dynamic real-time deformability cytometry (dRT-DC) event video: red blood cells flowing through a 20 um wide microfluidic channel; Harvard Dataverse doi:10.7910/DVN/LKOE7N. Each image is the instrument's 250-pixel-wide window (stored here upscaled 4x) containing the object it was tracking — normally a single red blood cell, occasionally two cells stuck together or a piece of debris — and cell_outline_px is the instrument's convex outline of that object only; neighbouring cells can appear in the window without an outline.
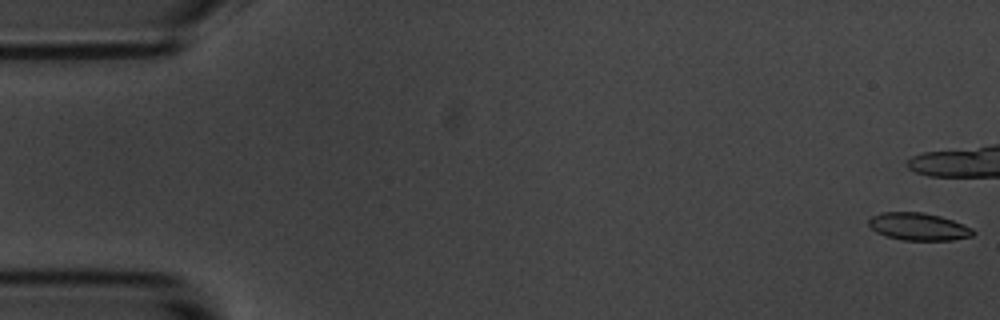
{"species": "common noctule bat (a hibernating species)", "species_latin": "Nyctalus noctula", "temperature_condition": "room temperature", "stored_images_in_passage": 5, "camera_frame_rate_fps": 3000, "um_per_image_px": 0.085, "animal": {"sex": "male", "body_mass_g": 20.1, "forearm_length_mm": 53.5}, "frame": {"image": 1, "passage_image": 1, "time_ms": 0.0, "image_size_px": [1000, 320], "cell_outline_px": [[976, 232], [972, 236], [952, 240], [904, 240], [888, 236], [876, 232], [868, 224], [868, 220], [872, 216], [880, 212], [924, 212], [940, 216], [964, 224], [972, 228]], "centroid_in_image_um": [78.08, 19.25], "position_along_channel_um": 6.9, "area_um2": 16.7}}